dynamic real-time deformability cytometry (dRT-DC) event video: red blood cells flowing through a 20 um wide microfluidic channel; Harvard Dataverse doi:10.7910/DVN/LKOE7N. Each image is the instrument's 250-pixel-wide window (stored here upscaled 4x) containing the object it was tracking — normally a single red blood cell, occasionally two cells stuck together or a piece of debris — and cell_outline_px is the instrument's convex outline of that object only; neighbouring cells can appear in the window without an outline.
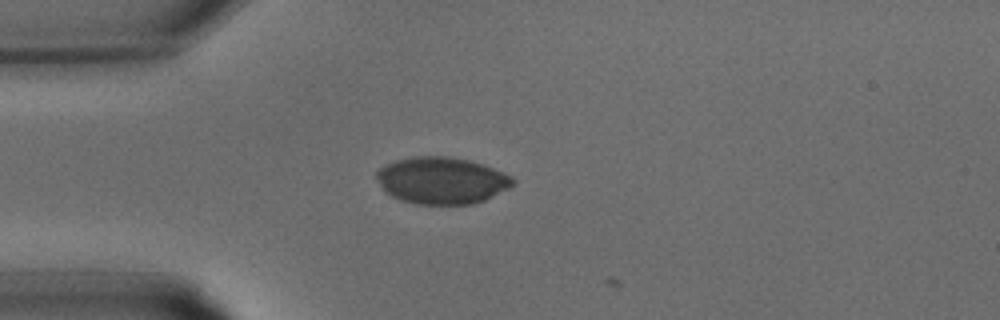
{"species": "common noctule bat (a hibernating species)", "species_latin": "Nyctalus noctula", "temperature_condition": "warm", "stored_images_in_passage": 5, "camera_frame_rate_fps": 3000, "um_per_image_px": 0.085, "animal": {"sex": "male", "body_mass_g": 15.6}, "frame": {"image": 1, "passage_image": 1, "time_ms": 0.0, "image_size_px": [1000, 320], "cell_outline_px": [[516, 184], [484, 200], [472, 204], [416, 204], [400, 200], [392, 196], [380, 184], [376, 176], [376, 172], [384, 164], [396, 160], [412, 156], [448, 156], [468, 160], [484, 164], [504, 172], [512, 176], [516, 180]], "centroid_in_image_um": [37.57, 15.33], "position_along_channel_um": 47.4, "area_um2": 37.28}}
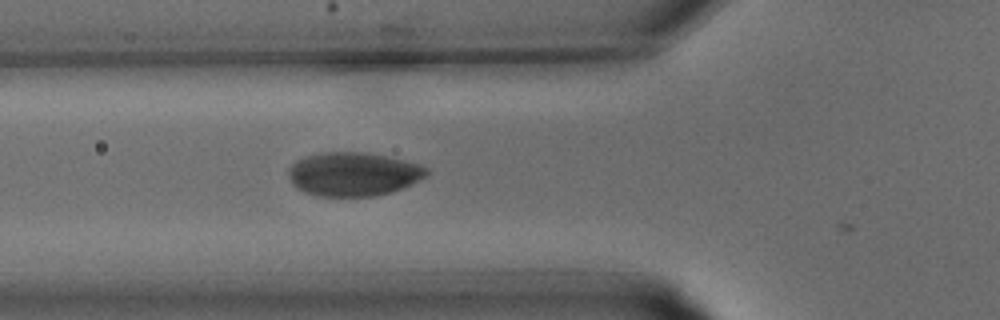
{"frame": {"image": 2, "passage_image": 4, "time_ms": 1.0, "image_size_px": [1000, 320], "cell_outline_px": [[432, 172], [428, 176], [392, 192], [372, 196], [320, 196], [304, 192], [296, 188], [292, 184], [288, 172], [288, 168], [296, 160], [304, 156], [320, 152], [368, 152], [392, 156], [420, 164], [428, 168]], "centroid_in_image_um": [30.06, 14.78], "position_along_channel_um": 95.7, "area_um2": 35.78}}